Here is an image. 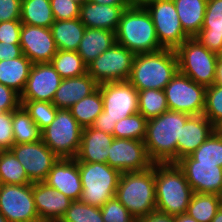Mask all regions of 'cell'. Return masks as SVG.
I'll return each mask as SVG.
<instances>
[{
  "instance_id": "9",
  "label": "cell",
  "mask_w": 222,
  "mask_h": 222,
  "mask_svg": "<svg viewBox=\"0 0 222 222\" xmlns=\"http://www.w3.org/2000/svg\"><path fill=\"white\" fill-rule=\"evenodd\" d=\"M150 14L163 48L176 49L190 38L183 30L173 0H150L142 5Z\"/></svg>"
},
{
  "instance_id": "59",
  "label": "cell",
  "mask_w": 222,
  "mask_h": 222,
  "mask_svg": "<svg viewBox=\"0 0 222 222\" xmlns=\"http://www.w3.org/2000/svg\"><path fill=\"white\" fill-rule=\"evenodd\" d=\"M0 222H8L1 213H0Z\"/></svg>"
},
{
  "instance_id": "25",
  "label": "cell",
  "mask_w": 222,
  "mask_h": 222,
  "mask_svg": "<svg viewBox=\"0 0 222 222\" xmlns=\"http://www.w3.org/2000/svg\"><path fill=\"white\" fill-rule=\"evenodd\" d=\"M195 38L216 54L222 49V0H207L202 29Z\"/></svg>"
},
{
  "instance_id": "48",
  "label": "cell",
  "mask_w": 222,
  "mask_h": 222,
  "mask_svg": "<svg viewBox=\"0 0 222 222\" xmlns=\"http://www.w3.org/2000/svg\"><path fill=\"white\" fill-rule=\"evenodd\" d=\"M23 55L20 44L0 42V61L12 60Z\"/></svg>"
},
{
  "instance_id": "26",
  "label": "cell",
  "mask_w": 222,
  "mask_h": 222,
  "mask_svg": "<svg viewBox=\"0 0 222 222\" xmlns=\"http://www.w3.org/2000/svg\"><path fill=\"white\" fill-rule=\"evenodd\" d=\"M115 43L116 36L114 31L86 28L77 53L83 59L84 63L88 65Z\"/></svg>"
},
{
  "instance_id": "23",
  "label": "cell",
  "mask_w": 222,
  "mask_h": 222,
  "mask_svg": "<svg viewBox=\"0 0 222 222\" xmlns=\"http://www.w3.org/2000/svg\"><path fill=\"white\" fill-rule=\"evenodd\" d=\"M113 135L99 131L92 126L83 128L80 148L75 159L78 162L107 163Z\"/></svg>"
},
{
  "instance_id": "38",
  "label": "cell",
  "mask_w": 222,
  "mask_h": 222,
  "mask_svg": "<svg viewBox=\"0 0 222 222\" xmlns=\"http://www.w3.org/2000/svg\"><path fill=\"white\" fill-rule=\"evenodd\" d=\"M190 156L200 163L222 167V134L214 131Z\"/></svg>"
},
{
  "instance_id": "58",
  "label": "cell",
  "mask_w": 222,
  "mask_h": 222,
  "mask_svg": "<svg viewBox=\"0 0 222 222\" xmlns=\"http://www.w3.org/2000/svg\"><path fill=\"white\" fill-rule=\"evenodd\" d=\"M7 149L0 144V157L4 154V152L6 151Z\"/></svg>"
},
{
  "instance_id": "7",
  "label": "cell",
  "mask_w": 222,
  "mask_h": 222,
  "mask_svg": "<svg viewBox=\"0 0 222 222\" xmlns=\"http://www.w3.org/2000/svg\"><path fill=\"white\" fill-rule=\"evenodd\" d=\"M178 71L205 87L215 82L217 54L205 48L195 37L175 49Z\"/></svg>"
},
{
  "instance_id": "50",
  "label": "cell",
  "mask_w": 222,
  "mask_h": 222,
  "mask_svg": "<svg viewBox=\"0 0 222 222\" xmlns=\"http://www.w3.org/2000/svg\"><path fill=\"white\" fill-rule=\"evenodd\" d=\"M137 222H175V216H170L160 212H153L137 220Z\"/></svg>"
},
{
  "instance_id": "22",
  "label": "cell",
  "mask_w": 222,
  "mask_h": 222,
  "mask_svg": "<svg viewBox=\"0 0 222 222\" xmlns=\"http://www.w3.org/2000/svg\"><path fill=\"white\" fill-rule=\"evenodd\" d=\"M214 131L215 126L203 114L191 115L177 141V161L192 154Z\"/></svg>"
},
{
  "instance_id": "29",
  "label": "cell",
  "mask_w": 222,
  "mask_h": 222,
  "mask_svg": "<svg viewBox=\"0 0 222 222\" xmlns=\"http://www.w3.org/2000/svg\"><path fill=\"white\" fill-rule=\"evenodd\" d=\"M32 65L33 63L24 54L12 60L0 61V83L21 95Z\"/></svg>"
},
{
  "instance_id": "35",
  "label": "cell",
  "mask_w": 222,
  "mask_h": 222,
  "mask_svg": "<svg viewBox=\"0 0 222 222\" xmlns=\"http://www.w3.org/2000/svg\"><path fill=\"white\" fill-rule=\"evenodd\" d=\"M169 110L164 90H138V111L147 120L155 118Z\"/></svg>"
},
{
  "instance_id": "40",
  "label": "cell",
  "mask_w": 222,
  "mask_h": 222,
  "mask_svg": "<svg viewBox=\"0 0 222 222\" xmlns=\"http://www.w3.org/2000/svg\"><path fill=\"white\" fill-rule=\"evenodd\" d=\"M21 105L41 131L51 124L58 110L52 102L21 101Z\"/></svg>"
},
{
  "instance_id": "10",
  "label": "cell",
  "mask_w": 222,
  "mask_h": 222,
  "mask_svg": "<svg viewBox=\"0 0 222 222\" xmlns=\"http://www.w3.org/2000/svg\"><path fill=\"white\" fill-rule=\"evenodd\" d=\"M169 110L188 115L203 114L206 87L197 84L179 71L164 88Z\"/></svg>"
},
{
  "instance_id": "49",
  "label": "cell",
  "mask_w": 222,
  "mask_h": 222,
  "mask_svg": "<svg viewBox=\"0 0 222 222\" xmlns=\"http://www.w3.org/2000/svg\"><path fill=\"white\" fill-rule=\"evenodd\" d=\"M116 123H117V121H114L109 117H106V112L102 111L97 116L92 127L99 130V131H103L106 134L113 135V130H114Z\"/></svg>"
},
{
  "instance_id": "5",
  "label": "cell",
  "mask_w": 222,
  "mask_h": 222,
  "mask_svg": "<svg viewBox=\"0 0 222 222\" xmlns=\"http://www.w3.org/2000/svg\"><path fill=\"white\" fill-rule=\"evenodd\" d=\"M115 197L136 220L155 212V163L144 171L121 173Z\"/></svg>"
},
{
  "instance_id": "18",
  "label": "cell",
  "mask_w": 222,
  "mask_h": 222,
  "mask_svg": "<svg viewBox=\"0 0 222 222\" xmlns=\"http://www.w3.org/2000/svg\"><path fill=\"white\" fill-rule=\"evenodd\" d=\"M20 46L33 63H50L58 49L50 28L22 24Z\"/></svg>"
},
{
  "instance_id": "32",
  "label": "cell",
  "mask_w": 222,
  "mask_h": 222,
  "mask_svg": "<svg viewBox=\"0 0 222 222\" xmlns=\"http://www.w3.org/2000/svg\"><path fill=\"white\" fill-rule=\"evenodd\" d=\"M69 110L83 128L92 126L97 116L103 111V99L100 89L97 88L89 96L75 103Z\"/></svg>"
},
{
  "instance_id": "41",
  "label": "cell",
  "mask_w": 222,
  "mask_h": 222,
  "mask_svg": "<svg viewBox=\"0 0 222 222\" xmlns=\"http://www.w3.org/2000/svg\"><path fill=\"white\" fill-rule=\"evenodd\" d=\"M203 115L215 126L222 119V85L206 87Z\"/></svg>"
},
{
  "instance_id": "53",
  "label": "cell",
  "mask_w": 222,
  "mask_h": 222,
  "mask_svg": "<svg viewBox=\"0 0 222 222\" xmlns=\"http://www.w3.org/2000/svg\"><path fill=\"white\" fill-rule=\"evenodd\" d=\"M175 222H197L194 218L187 213L175 216Z\"/></svg>"
},
{
  "instance_id": "31",
  "label": "cell",
  "mask_w": 222,
  "mask_h": 222,
  "mask_svg": "<svg viewBox=\"0 0 222 222\" xmlns=\"http://www.w3.org/2000/svg\"><path fill=\"white\" fill-rule=\"evenodd\" d=\"M14 144L34 143L41 140V130L21 105L12 113Z\"/></svg>"
},
{
  "instance_id": "1",
  "label": "cell",
  "mask_w": 222,
  "mask_h": 222,
  "mask_svg": "<svg viewBox=\"0 0 222 222\" xmlns=\"http://www.w3.org/2000/svg\"><path fill=\"white\" fill-rule=\"evenodd\" d=\"M191 115L167 110L147 120L144 144L154 163H176L177 141L181 140L182 127Z\"/></svg>"
},
{
  "instance_id": "46",
  "label": "cell",
  "mask_w": 222,
  "mask_h": 222,
  "mask_svg": "<svg viewBox=\"0 0 222 222\" xmlns=\"http://www.w3.org/2000/svg\"><path fill=\"white\" fill-rule=\"evenodd\" d=\"M20 106V94L0 83V112L14 111Z\"/></svg>"
},
{
  "instance_id": "60",
  "label": "cell",
  "mask_w": 222,
  "mask_h": 222,
  "mask_svg": "<svg viewBox=\"0 0 222 222\" xmlns=\"http://www.w3.org/2000/svg\"><path fill=\"white\" fill-rule=\"evenodd\" d=\"M72 1L78 2L81 5V4H83L87 0H72Z\"/></svg>"
},
{
  "instance_id": "19",
  "label": "cell",
  "mask_w": 222,
  "mask_h": 222,
  "mask_svg": "<svg viewBox=\"0 0 222 222\" xmlns=\"http://www.w3.org/2000/svg\"><path fill=\"white\" fill-rule=\"evenodd\" d=\"M43 182L73 201L81 199V175L75 158H59Z\"/></svg>"
},
{
  "instance_id": "37",
  "label": "cell",
  "mask_w": 222,
  "mask_h": 222,
  "mask_svg": "<svg viewBox=\"0 0 222 222\" xmlns=\"http://www.w3.org/2000/svg\"><path fill=\"white\" fill-rule=\"evenodd\" d=\"M147 119L138 113L119 120L113 130L114 138H126L144 141Z\"/></svg>"
},
{
  "instance_id": "6",
  "label": "cell",
  "mask_w": 222,
  "mask_h": 222,
  "mask_svg": "<svg viewBox=\"0 0 222 222\" xmlns=\"http://www.w3.org/2000/svg\"><path fill=\"white\" fill-rule=\"evenodd\" d=\"M81 175V201L101 207L116 194L121 172L107 163L78 162Z\"/></svg>"
},
{
  "instance_id": "61",
  "label": "cell",
  "mask_w": 222,
  "mask_h": 222,
  "mask_svg": "<svg viewBox=\"0 0 222 222\" xmlns=\"http://www.w3.org/2000/svg\"><path fill=\"white\" fill-rule=\"evenodd\" d=\"M219 200H220V203H221V206H222V190H221V192L219 193Z\"/></svg>"
},
{
  "instance_id": "11",
  "label": "cell",
  "mask_w": 222,
  "mask_h": 222,
  "mask_svg": "<svg viewBox=\"0 0 222 222\" xmlns=\"http://www.w3.org/2000/svg\"><path fill=\"white\" fill-rule=\"evenodd\" d=\"M135 54L117 42L87 65V73L98 83L127 81Z\"/></svg>"
},
{
  "instance_id": "21",
  "label": "cell",
  "mask_w": 222,
  "mask_h": 222,
  "mask_svg": "<svg viewBox=\"0 0 222 222\" xmlns=\"http://www.w3.org/2000/svg\"><path fill=\"white\" fill-rule=\"evenodd\" d=\"M132 5H106L85 1L80 6V21L86 28L116 32L123 11Z\"/></svg>"
},
{
  "instance_id": "13",
  "label": "cell",
  "mask_w": 222,
  "mask_h": 222,
  "mask_svg": "<svg viewBox=\"0 0 222 222\" xmlns=\"http://www.w3.org/2000/svg\"><path fill=\"white\" fill-rule=\"evenodd\" d=\"M106 117L119 121L138 113V90L127 81L105 82L98 85Z\"/></svg>"
},
{
  "instance_id": "8",
  "label": "cell",
  "mask_w": 222,
  "mask_h": 222,
  "mask_svg": "<svg viewBox=\"0 0 222 222\" xmlns=\"http://www.w3.org/2000/svg\"><path fill=\"white\" fill-rule=\"evenodd\" d=\"M83 127L69 109H58L51 124L41 131V140L59 158H75L80 148Z\"/></svg>"
},
{
  "instance_id": "54",
  "label": "cell",
  "mask_w": 222,
  "mask_h": 222,
  "mask_svg": "<svg viewBox=\"0 0 222 222\" xmlns=\"http://www.w3.org/2000/svg\"><path fill=\"white\" fill-rule=\"evenodd\" d=\"M211 222H222V206L219 208Z\"/></svg>"
},
{
  "instance_id": "28",
  "label": "cell",
  "mask_w": 222,
  "mask_h": 222,
  "mask_svg": "<svg viewBox=\"0 0 222 222\" xmlns=\"http://www.w3.org/2000/svg\"><path fill=\"white\" fill-rule=\"evenodd\" d=\"M86 27L79 18L55 20L50 27L58 50L77 51Z\"/></svg>"
},
{
  "instance_id": "17",
  "label": "cell",
  "mask_w": 222,
  "mask_h": 222,
  "mask_svg": "<svg viewBox=\"0 0 222 222\" xmlns=\"http://www.w3.org/2000/svg\"><path fill=\"white\" fill-rule=\"evenodd\" d=\"M61 81V76L50 63H35L30 69L20 100L52 102Z\"/></svg>"
},
{
  "instance_id": "2",
  "label": "cell",
  "mask_w": 222,
  "mask_h": 222,
  "mask_svg": "<svg viewBox=\"0 0 222 222\" xmlns=\"http://www.w3.org/2000/svg\"><path fill=\"white\" fill-rule=\"evenodd\" d=\"M156 211L170 216L186 213L193 190L176 163H155Z\"/></svg>"
},
{
  "instance_id": "33",
  "label": "cell",
  "mask_w": 222,
  "mask_h": 222,
  "mask_svg": "<svg viewBox=\"0 0 222 222\" xmlns=\"http://www.w3.org/2000/svg\"><path fill=\"white\" fill-rule=\"evenodd\" d=\"M220 207L219 195L193 193L186 213L197 222H211Z\"/></svg>"
},
{
  "instance_id": "36",
  "label": "cell",
  "mask_w": 222,
  "mask_h": 222,
  "mask_svg": "<svg viewBox=\"0 0 222 222\" xmlns=\"http://www.w3.org/2000/svg\"><path fill=\"white\" fill-rule=\"evenodd\" d=\"M0 183L11 185L33 183L22 164L9 149L0 157Z\"/></svg>"
},
{
  "instance_id": "15",
  "label": "cell",
  "mask_w": 222,
  "mask_h": 222,
  "mask_svg": "<svg viewBox=\"0 0 222 222\" xmlns=\"http://www.w3.org/2000/svg\"><path fill=\"white\" fill-rule=\"evenodd\" d=\"M108 164L124 173L144 171L154 162L148 156L144 141L114 138L109 147Z\"/></svg>"
},
{
  "instance_id": "30",
  "label": "cell",
  "mask_w": 222,
  "mask_h": 222,
  "mask_svg": "<svg viewBox=\"0 0 222 222\" xmlns=\"http://www.w3.org/2000/svg\"><path fill=\"white\" fill-rule=\"evenodd\" d=\"M20 21L22 24L50 28L55 21L50 0H22Z\"/></svg>"
},
{
  "instance_id": "47",
  "label": "cell",
  "mask_w": 222,
  "mask_h": 222,
  "mask_svg": "<svg viewBox=\"0 0 222 222\" xmlns=\"http://www.w3.org/2000/svg\"><path fill=\"white\" fill-rule=\"evenodd\" d=\"M22 0H0V23L20 20Z\"/></svg>"
},
{
  "instance_id": "57",
  "label": "cell",
  "mask_w": 222,
  "mask_h": 222,
  "mask_svg": "<svg viewBox=\"0 0 222 222\" xmlns=\"http://www.w3.org/2000/svg\"><path fill=\"white\" fill-rule=\"evenodd\" d=\"M218 61L217 63H222V49L217 53Z\"/></svg>"
},
{
  "instance_id": "12",
  "label": "cell",
  "mask_w": 222,
  "mask_h": 222,
  "mask_svg": "<svg viewBox=\"0 0 222 222\" xmlns=\"http://www.w3.org/2000/svg\"><path fill=\"white\" fill-rule=\"evenodd\" d=\"M0 213L8 222H41L35 207L33 183L1 184Z\"/></svg>"
},
{
  "instance_id": "20",
  "label": "cell",
  "mask_w": 222,
  "mask_h": 222,
  "mask_svg": "<svg viewBox=\"0 0 222 222\" xmlns=\"http://www.w3.org/2000/svg\"><path fill=\"white\" fill-rule=\"evenodd\" d=\"M33 197L41 222H59L73 201L44 182L33 183Z\"/></svg>"
},
{
  "instance_id": "43",
  "label": "cell",
  "mask_w": 222,
  "mask_h": 222,
  "mask_svg": "<svg viewBox=\"0 0 222 222\" xmlns=\"http://www.w3.org/2000/svg\"><path fill=\"white\" fill-rule=\"evenodd\" d=\"M55 20H72L80 17V4L72 0H50Z\"/></svg>"
},
{
  "instance_id": "56",
  "label": "cell",
  "mask_w": 222,
  "mask_h": 222,
  "mask_svg": "<svg viewBox=\"0 0 222 222\" xmlns=\"http://www.w3.org/2000/svg\"><path fill=\"white\" fill-rule=\"evenodd\" d=\"M215 131L222 134V119L215 125Z\"/></svg>"
},
{
  "instance_id": "51",
  "label": "cell",
  "mask_w": 222,
  "mask_h": 222,
  "mask_svg": "<svg viewBox=\"0 0 222 222\" xmlns=\"http://www.w3.org/2000/svg\"><path fill=\"white\" fill-rule=\"evenodd\" d=\"M91 3H97V4H106V5H131L129 0H87Z\"/></svg>"
},
{
  "instance_id": "16",
  "label": "cell",
  "mask_w": 222,
  "mask_h": 222,
  "mask_svg": "<svg viewBox=\"0 0 222 222\" xmlns=\"http://www.w3.org/2000/svg\"><path fill=\"white\" fill-rule=\"evenodd\" d=\"M176 164L184 172L194 193L219 195L222 190V167L200 163L190 155L182 157Z\"/></svg>"
},
{
  "instance_id": "42",
  "label": "cell",
  "mask_w": 222,
  "mask_h": 222,
  "mask_svg": "<svg viewBox=\"0 0 222 222\" xmlns=\"http://www.w3.org/2000/svg\"><path fill=\"white\" fill-rule=\"evenodd\" d=\"M100 208L104 222H137L128 209L115 196Z\"/></svg>"
},
{
  "instance_id": "34",
  "label": "cell",
  "mask_w": 222,
  "mask_h": 222,
  "mask_svg": "<svg viewBox=\"0 0 222 222\" xmlns=\"http://www.w3.org/2000/svg\"><path fill=\"white\" fill-rule=\"evenodd\" d=\"M50 64L62 79L79 77L87 73V65L77 51L58 50Z\"/></svg>"
},
{
  "instance_id": "27",
  "label": "cell",
  "mask_w": 222,
  "mask_h": 222,
  "mask_svg": "<svg viewBox=\"0 0 222 222\" xmlns=\"http://www.w3.org/2000/svg\"><path fill=\"white\" fill-rule=\"evenodd\" d=\"M184 32L195 37L202 29L207 0H173Z\"/></svg>"
},
{
  "instance_id": "24",
  "label": "cell",
  "mask_w": 222,
  "mask_h": 222,
  "mask_svg": "<svg viewBox=\"0 0 222 222\" xmlns=\"http://www.w3.org/2000/svg\"><path fill=\"white\" fill-rule=\"evenodd\" d=\"M98 85L88 73L79 77L62 79L52 103L57 109H69L75 103L93 93Z\"/></svg>"
},
{
  "instance_id": "52",
  "label": "cell",
  "mask_w": 222,
  "mask_h": 222,
  "mask_svg": "<svg viewBox=\"0 0 222 222\" xmlns=\"http://www.w3.org/2000/svg\"><path fill=\"white\" fill-rule=\"evenodd\" d=\"M214 84L222 85V63H217L216 64Z\"/></svg>"
},
{
  "instance_id": "14",
  "label": "cell",
  "mask_w": 222,
  "mask_h": 222,
  "mask_svg": "<svg viewBox=\"0 0 222 222\" xmlns=\"http://www.w3.org/2000/svg\"><path fill=\"white\" fill-rule=\"evenodd\" d=\"M25 169L28 178L43 182L59 157L42 141L14 144L9 149Z\"/></svg>"
},
{
  "instance_id": "39",
  "label": "cell",
  "mask_w": 222,
  "mask_h": 222,
  "mask_svg": "<svg viewBox=\"0 0 222 222\" xmlns=\"http://www.w3.org/2000/svg\"><path fill=\"white\" fill-rule=\"evenodd\" d=\"M59 222H104V220L101 208L75 200Z\"/></svg>"
},
{
  "instance_id": "55",
  "label": "cell",
  "mask_w": 222,
  "mask_h": 222,
  "mask_svg": "<svg viewBox=\"0 0 222 222\" xmlns=\"http://www.w3.org/2000/svg\"><path fill=\"white\" fill-rule=\"evenodd\" d=\"M131 5H143L150 0H129Z\"/></svg>"
},
{
  "instance_id": "44",
  "label": "cell",
  "mask_w": 222,
  "mask_h": 222,
  "mask_svg": "<svg viewBox=\"0 0 222 222\" xmlns=\"http://www.w3.org/2000/svg\"><path fill=\"white\" fill-rule=\"evenodd\" d=\"M20 20L4 21L0 23V42L20 44Z\"/></svg>"
},
{
  "instance_id": "3",
  "label": "cell",
  "mask_w": 222,
  "mask_h": 222,
  "mask_svg": "<svg viewBox=\"0 0 222 222\" xmlns=\"http://www.w3.org/2000/svg\"><path fill=\"white\" fill-rule=\"evenodd\" d=\"M178 72V61L174 49L136 54L128 81L137 89H160Z\"/></svg>"
},
{
  "instance_id": "45",
  "label": "cell",
  "mask_w": 222,
  "mask_h": 222,
  "mask_svg": "<svg viewBox=\"0 0 222 222\" xmlns=\"http://www.w3.org/2000/svg\"><path fill=\"white\" fill-rule=\"evenodd\" d=\"M12 113L13 111L0 112V144L7 150L14 145Z\"/></svg>"
},
{
  "instance_id": "4",
  "label": "cell",
  "mask_w": 222,
  "mask_h": 222,
  "mask_svg": "<svg viewBox=\"0 0 222 222\" xmlns=\"http://www.w3.org/2000/svg\"><path fill=\"white\" fill-rule=\"evenodd\" d=\"M115 36L118 44L135 55L163 49L151 16L142 5H132L123 11Z\"/></svg>"
}]
</instances>
